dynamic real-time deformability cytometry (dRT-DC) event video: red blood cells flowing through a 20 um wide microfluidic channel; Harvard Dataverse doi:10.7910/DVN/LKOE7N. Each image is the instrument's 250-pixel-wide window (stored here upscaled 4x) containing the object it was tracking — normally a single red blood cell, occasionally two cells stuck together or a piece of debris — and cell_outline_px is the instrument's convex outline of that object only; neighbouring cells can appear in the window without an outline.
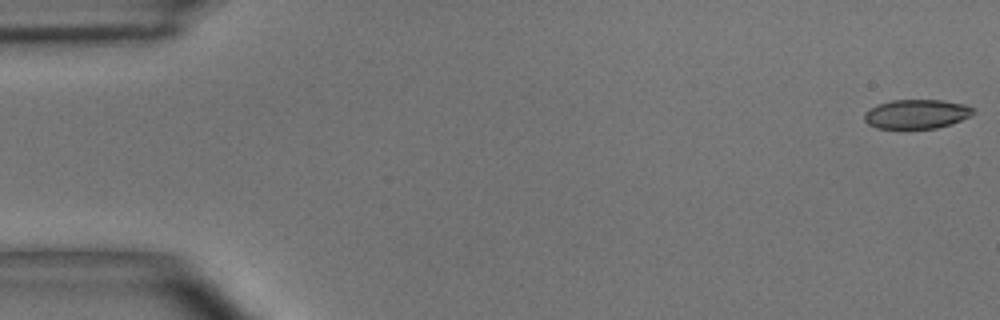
{"species": "common noctule bat (a hibernating species)", "species_latin": "Nyctalus noctula", "temperature_condition": "room temperature", "stored_images_in_passage": 50, "camera_frame_rate_fps": 3000, "um_per_image_px": 0.085, "animal": {"sex": "male", "body_mass_g": 15.6}, "frame": {"image": 1, "passage_image": 1, "time_ms": 0.0, "image_size_px": [1000, 320], "cell_outline_px": [[976, 112], [952, 124], [936, 128], [876, 128], [868, 124], [864, 120], [864, 112], [868, 108], [876, 104], [892, 100], [944, 100], [964, 104], [972, 108]], "centroid_in_image_um": [77.86, 9.68], "position_along_channel_um": 7.1, "area_um2": 18.61}}
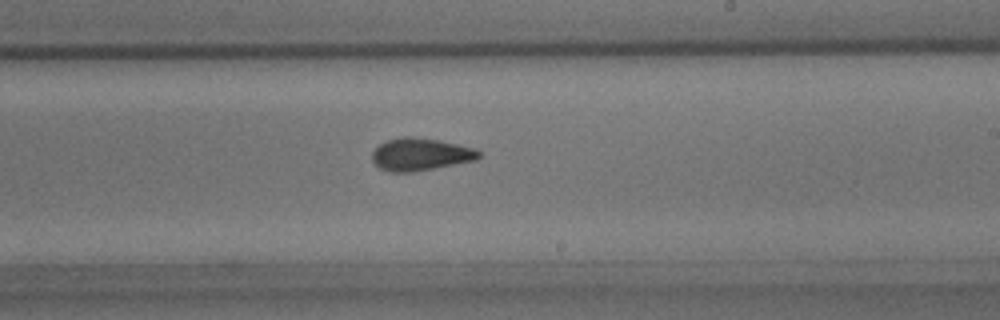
{"frame": {"image": 2, "passage_image": 30, "time_ms": 9.667, "image_size_px": [1000, 320], "cell_outline_px": [[480, 156], [476, 160], [412, 172], [388, 172], [380, 168], [372, 160], [372, 152], [380, 144], [388, 140], [404, 136], [412, 136], [440, 140], [476, 148], [480, 152]], "centroid_in_image_um": [35.74, 13.11], "position_along_channel_um": 253.3, "area_um2": 20.17}}
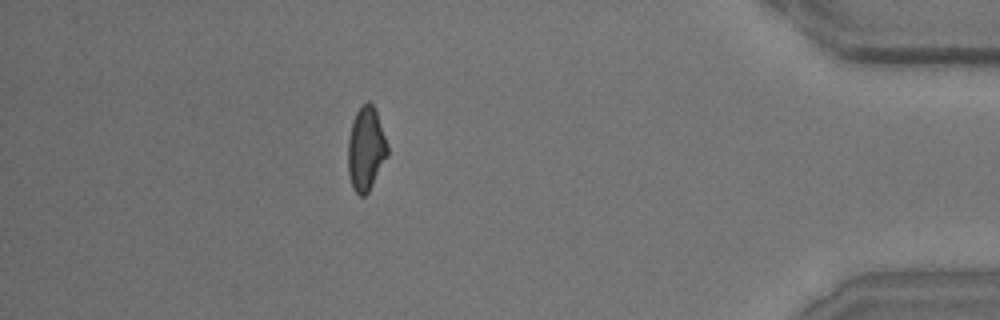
{"frame": {"image": 3, "passage_image": 45, "time_ms": 14.667, "image_size_px": [1000, 320], "cell_outline_px": [[388, 156], [368, 192], [364, 196], [360, 196], [352, 188], [348, 172], [348, 140], [352, 124], [356, 112], [368, 100], [376, 108], [388, 144]], "centroid_in_image_um": [31.12, 12.65], "position_along_channel_um": 404.1, "area_um2": 19.36}}